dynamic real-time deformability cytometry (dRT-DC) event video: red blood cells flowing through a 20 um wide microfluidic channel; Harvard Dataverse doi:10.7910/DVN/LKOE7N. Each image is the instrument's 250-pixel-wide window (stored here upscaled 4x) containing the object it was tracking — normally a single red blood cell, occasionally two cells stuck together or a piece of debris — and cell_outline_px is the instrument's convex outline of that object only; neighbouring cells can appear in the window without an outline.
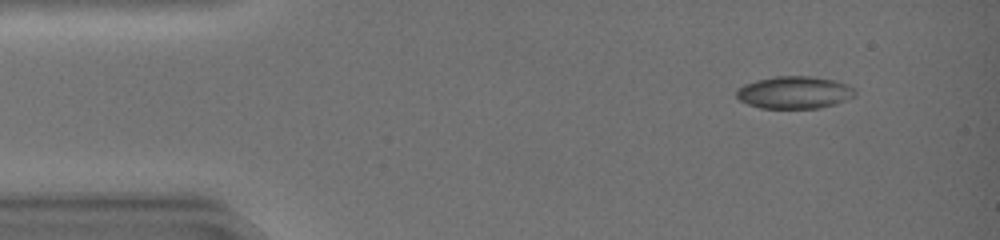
{"species": "common noctule bat (a hibernating species)", "species_latin": "Nyctalus noctula", "temperature_condition": "warm", "stored_images_in_passage": 45, "camera_frame_rate_fps": 3000, "um_per_image_px": 0.085, "animal": {"sex": "female", "body_mass_g": 19.0, "forearm_length_mm": 51.5}, "frame": {"image": 1, "passage_image": 5, "time_ms": 1.333, "image_size_px": [1000, 240], "cell_outline_px": [[856, 92], [852, 96], [844, 100], [832, 104], [816, 108], [760, 108], [748, 104], [740, 100], [736, 96], [736, 88], [744, 84], [756, 80], [776, 76], [812, 76], [836, 80], [848, 84]], "centroid_in_image_um": [67.47, 7.84], "position_along_channel_um": 17.5, "area_um2": 22.25}}
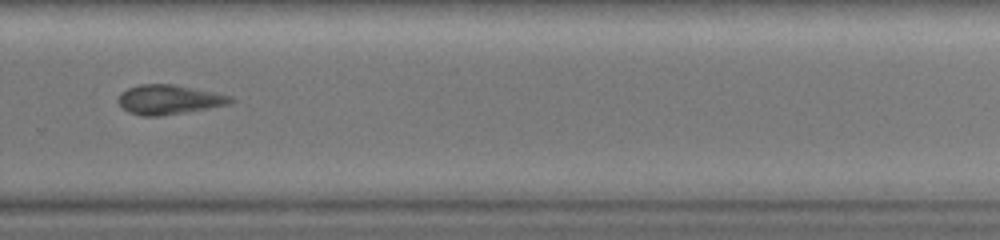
{"frame": {"image": 2, "passage_image": 32, "time_ms": 10.333, "image_size_px": [1000, 240], "cell_outline_px": [[236, 100], [228, 104], [208, 108], [160, 116], [140, 116], [128, 112], [116, 100], [120, 92], [128, 88], [140, 84], [172, 84], [232, 96]], "centroid_in_image_um": [14.32, 8.47], "position_along_channel_um": 315.5, "area_um2": 19.19}}
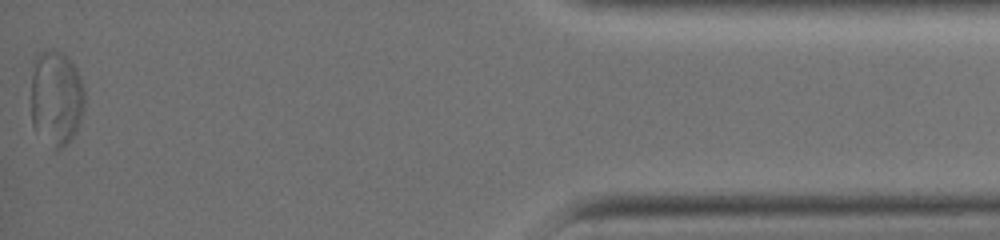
{"frame": {"image": 3, "passage_image": 45, "time_ms": 14.667, "image_size_px": [1000, 240], "cell_outline_px": [[84, 108], [76, 132], [64, 148], [52, 148], [32, 124], [32, 76], [36, 56], [44, 48], [52, 48], [64, 52], [76, 68], [80, 76], [84, 88]], "centroid_in_image_um": [4.8, 8.28], "position_along_channel_um": 430.4, "area_um2": 29.88}, "authors_computed_cell_mechanics": {"area_um2": 19.8254, "velocity_mm_per_s": 4.2873, "shape_relaxation_time_tau1_ms": 2.6201, "shape_relaxation_time_tau2_ms": 4.8527, "deformation_change_tau1": 0.1058, "deformation_change_tau2": 0.1171}}